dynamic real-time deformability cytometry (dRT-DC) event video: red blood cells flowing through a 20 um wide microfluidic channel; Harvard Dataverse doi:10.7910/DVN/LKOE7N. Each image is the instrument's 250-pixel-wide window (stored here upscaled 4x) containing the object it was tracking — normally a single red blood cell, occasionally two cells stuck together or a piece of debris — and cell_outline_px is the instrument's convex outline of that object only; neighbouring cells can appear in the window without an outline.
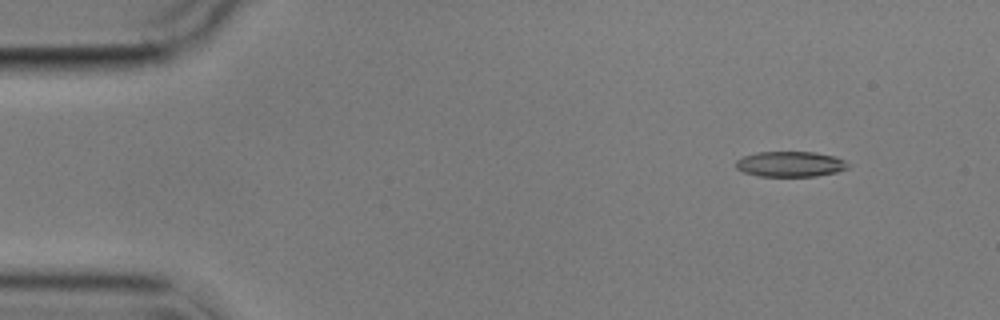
{"species": "common noctule bat (a hibernating species)", "species_latin": "Nyctalus noctula", "temperature_condition": "cold", "stored_images_in_passage": 6, "camera_frame_rate_fps": 3000, "um_per_image_px": 0.085, "animal": {"sex": "male", "body_mass_g": 17.9}, "frame": {"image": 1, "passage_image": 2, "time_ms": 1.333, "image_size_px": [1000, 320], "cell_outline_px": [[852, 164], [848, 168], [836, 172], [816, 176], [760, 176], [744, 172], [736, 168], [736, 160], [744, 156], [756, 152], [816, 152], [836, 156]], "centroid_in_image_um": [67.22, 13.94], "position_along_channel_um": 17.8, "area_um2": 16.7}}
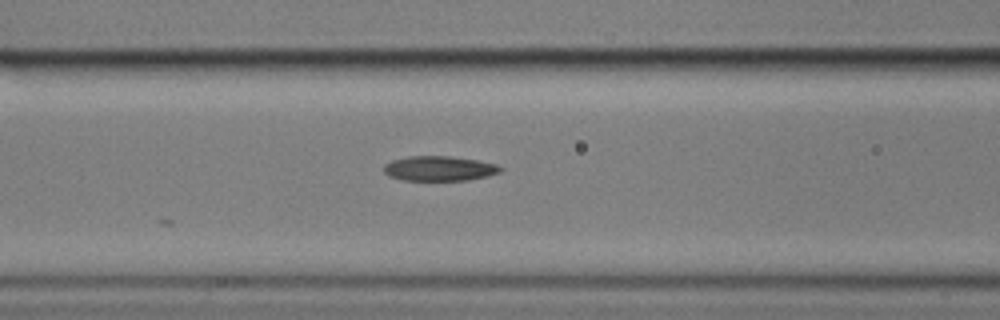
{"frame": {"image": 2, "passage_image": 6, "time_ms": 7.0, "image_size_px": [1000, 320], "cell_outline_px": [[504, 168], [500, 172], [488, 176], [468, 180], [404, 180], [388, 176], [384, 172], [384, 164], [392, 160], [408, 156], [452, 156], [476, 160], [496, 164]], "centroid_in_image_um": [37.34, 14.32], "position_along_channel_um": 129.3, "area_um2": 16.94}}